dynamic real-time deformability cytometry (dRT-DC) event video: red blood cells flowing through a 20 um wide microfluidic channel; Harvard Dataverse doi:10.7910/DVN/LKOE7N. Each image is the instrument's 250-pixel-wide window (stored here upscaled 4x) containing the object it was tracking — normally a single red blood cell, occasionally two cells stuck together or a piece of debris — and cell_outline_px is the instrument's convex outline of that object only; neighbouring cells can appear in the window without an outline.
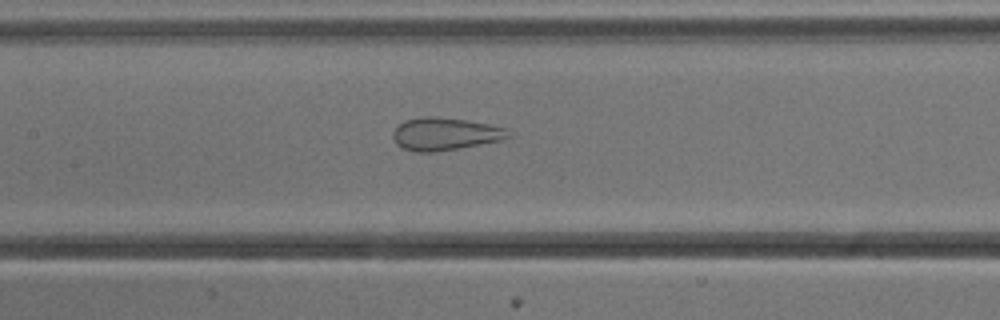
{"species": "common noctule bat (a hibernating species)", "species_latin": "Nyctalus noctula", "temperature_condition": "cold", "stored_images_in_passage": 19, "camera_frame_rate_fps": 3000, "um_per_image_px": 0.085, "animal": {"sex": "male", "body_mass_g": 13.3}, "frame": {"image": 1, "passage_image": 14, "time_ms": 4.333, "image_size_px": [1000, 320], "cell_outline_px": [[508, 136], [504, 140], [460, 148], [436, 152], [416, 152], [404, 148], [396, 144], [392, 136], [392, 132], [404, 120], [424, 116], [436, 116], [464, 120], [488, 124], [508, 128]], "centroid_in_image_um": [37.81, 11.39], "position_along_channel_um": 169.6, "area_um2": 21.96}}